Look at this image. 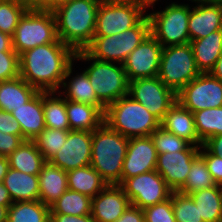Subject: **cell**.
<instances>
[{
  "label": "cell",
  "mask_w": 222,
  "mask_h": 222,
  "mask_svg": "<svg viewBox=\"0 0 222 222\" xmlns=\"http://www.w3.org/2000/svg\"><path fill=\"white\" fill-rule=\"evenodd\" d=\"M70 130L93 132L104 122V114L95 106L66 99Z\"/></svg>",
  "instance_id": "484cf974"
},
{
  "label": "cell",
  "mask_w": 222,
  "mask_h": 222,
  "mask_svg": "<svg viewBox=\"0 0 222 222\" xmlns=\"http://www.w3.org/2000/svg\"><path fill=\"white\" fill-rule=\"evenodd\" d=\"M10 168L26 174L39 175L46 163L33 140H24L22 144L8 156Z\"/></svg>",
  "instance_id": "4316f807"
},
{
  "label": "cell",
  "mask_w": 222,
  "mask_h": 222,
  "mask_svg": "<svg viewBox=\"0 0 222 222\" xmlns=\"http://www.w3.org/2000/svg\"><path fill=\"white\" fill-rule=\"evenodd\" d=\"M39 200L51 206L68 189L67 172L46 162L38 175Z\"/></svg>",
  "instance_id": "7402d4cb"
},
{
  "label": "cell",
  "mask_w": 222,
  "mask_h": 222,
  "mask_svg": "<svg viewBox=\"0 0 222 222\" xmlns=\"http://www.w3.org/2000/svg\"><path fill=\"white\" fill-rule=\"evenodd\" d=\"M12 199L6 187L4 186L3 182L0 183V206H4L9 208L12 204Z\"/></svg>",
  "instance_id": "f907efd6"
},
{
  "label": "cell",
  "mask_w": 222,
  "mask_h": 222,
  "mask_svg": "<svg viewBox=\"0 0 222 222\" xmlns=\"http://www.w3.org/2000/svg\"><path fill=\"white\" fill-rule=\"evenodd\" d=\"M9 168L10 166L8 157H0V183L3 182V179L6 176Z\"/></svg>",
  "instance_id": "f5cc1de1"
},
{
  "label": "cell",
  "mask_w": 222,
  "mask_h": 222,
  "mask_svg": "<svg viewBox=\"0 0 222 222\" xmlns=\"http://www.w3.org/2000/svg\"><path fill=\"white\" fill-rule=\"evenodd\" d=\"M76 51L59 39L19 55V76L42 92H56L71 77Z\"/></svg>",
  "instance_id": "6da1fadb"
},
{
  "label": "cell",
  "mask_w": 222,
  "mask_h": 222,
  "mask_svg": "<svg viewBox=\"0 0 222 222\" xmlns=\"http://www.w3.org/2000/svg\"><path fill=\"white\" fill-rule=\"evenodd\" d=\"M69 130H59L44 128L40 134L33 139L37 149L43 155L46 162H49L55 155L56 152L64 145Z\"/></svg>",
  "instance_id": "8d00e7d4"
},
{
  "label": "cell",
  "mask_w": 222,
  "mask_h": 222,
  "mask_svg": "<svg viewBox=\"0 0 222 222\" xmlns=\"http://www.w3.org/2000/svg\"><path fill=\"white\" fill-rule=\"evenodd\" d=\"M67 181L68 189L90 198L95 197L108 185L91 165L68 171Z\"/></svg>",
  "instance_id": "83f0119b"
},
{
  "label": "cell",
  "mask_w": 222,
  "mask_h": 222,
  "mask_svg": "<svg viewBox=\"0 0 222 222\" xmlns=\"http://www.w3.org/2000/svg\"><path fill=\"white\" fill-rule=\"evenodd\" d=\"M205 160L199 155L192 163L184 187L179 191L190 195L199 190L215 186Z\"/></svg>",
  "instance_id": "d590c367"
},
{
  "label": "cell",
  "mask_w": 222,
  "mask_h": 222,
  "mask_svg": "<svg viewBox=\"0 0 222 222\" xmlns=\"http://www.w3.org/2000/svg\"><path fill=\"white\" fill-rule=\"evenodd\" d=\"M146 9L132 2L100 3L94 36H110L135 27L146 15Z\"/></svg>",
  "instance_id": "30bf717a"
},
{
  "label": "cell",
  "mask_w": 222,
  "mask_h": 222,
  "mask_svg": "<svg viewBox=\"0 0 222 222\" xmlns=\"http://www.w3.org/2000/svg\"><path fill=\"white\" fill-rule=\"evenodd\" d=\"M8 209L7 207L0 206V222H7Z\"/></svg>",
  "instance_id": "11a10c76"
},
{
  "label": "cell",
  "mask_w": 222,
  "mask_h": 222,
  "mask_svg": "<svg viewBox=\"0 0 222 222\" xmlns=\"http://www.w3.org/2000/svg\"><path fill=\"white\" fill-rule=\"evenodd\" d=\"M30 7L28 0H0V31L13 36L20 18Z\"/></svg>",
  "instance_id": "e575fe53"
},
{
  "label": "cell",
  "mask_w": 222,
  "mask_h": 222,
  "mask_svg": "<svg viewBox=\"0 0 222 222\" xmlns=\"http://www.w3.org/2000/svg\"><path fill=\"white\" fill-rule=\"evenodd\" d=\"M11 114L19 123L25 140L35 139L45 128L43 92L39 91L30 101L14 109Z\"/></svg>",
  "instance_id": "ffe728a7"
},
{
  "label": "cell",
  "mask_w": 222,
  "mask_h": 222,
  "mask_svg": "<svg viewBox=\"0 0 222 222\" xmlns=\"http://www.w3.org/2000/svg\"><path fill=\"white\" fill-rule=\"evenodd\" d=\"M38 92L20 76L12 80L0 81V109L11 113L30 101Z\"/></svg>",
  "instance_id": "d4e9b609"
},
{
  "label": "cell",
  "mask_w": 222,
  "mask_h": 222,
  "mask_svg": "<svg viewBox=\"0 0 222 222\" xmlns=\"http://www.w3.org/2000/svg\"><path fill=\"white\" fill-rule=\"evenodd\" d=\"M12 202L39 200L38 175L26 174L9 168L3 179Z\"/></svg>",
  "instance_id": "603a6c76"
},
{
  "label": "cell",
  "mask_w": 222,
  "mask_h": 222,
  "mask_svg": "<svg viewBox=\"0 0 222 222\" xmlns=\"http://www.w3.org/2000/svg\"><path fill=\"white\" fill-rule=\"evenodd\" d=\"M104 122L126 138L150 136L161 126L156 116L129 95L106 107Z\"/></svg>",
  "instance_id": "277c9868"
},
{
  "label": "cell",
  "mask_w": 222,
  "mask_h": 222,
  "mask_svg": "<svg viewBox=\"0 0 222 222\" xmlns=\"http://www.w3.org/2000/svg\"><path fill=\"white\" fill-rule=\"evenodd\" d=\"M192 1L198 4L190 10L188 19L190 42L222 29V0Z\"/></svg>",
  "instance_id": "ac0fdd59"
},
{
  "label": "cell",
  "mask_w": 222,
  "mask_h": 222,
  "mask_svg": "<svg viewBox=\"0 0 222 222\" xmlns=\"http://www.w3.org/2000/svg\"><path fill=\"white\" fill-rule=\"evenodd\" d=\"M120 186L130 204L140 209L169 199L173 192L156 170L130 177Z\"/></svg>",
  "instance_id": "7c38bea8"
},
{
  "label": "cell",
  "mask_w": 222,
  "mask_h": 222,
  "mask_svg": "<svg viewBox=\"0 0 222 222\" xmlns=\"http://www.w3.org/2000/svg\"><path fill=\"white\" fill-rule=\"evenodd\" d=\"M202 145L211 154L222 158V134L208 138Z\"/></svg>",
  "instance_id": "7dc6e473"
},
{
  "label": "cell",
  "mask_w": 222,
  "mask_h": 222,
  "mask_svg": "<svg viewBox=\"0 0 222 222\" xmlns=\"http://www.w3.org/2000/svg\"><path fill=\"white\" fill-rule=\"evenodd\" d=\"M161 127L186 140L191 145L202 146L196 131L194 114L182 107L177 101L166 112L164 119L161 121Z\"/></svg>",
  "instance_id": "44dd1931"
},
{
  "label": "cell",
  "mask_w": 222,
  "mask_h": 222,
  "mask_svg": "<svg viewBox=\"0 0 222 222\" xmlns=\"http://www.w3.org/2000/svg\"><path fill=\"white\" fill-rule=\"evenodd\" d=\"M163 46L149 34L123 62L128 81L158 76Z\"/></svg>",
  "instance_id": "5bb4252c"
},
{
  "label": "cell",
  "mask_w": 222,
  "mask_h": 222,
  "mask_svg": "<svg viewBox=\"0 0 222 222\" xmlns=\"http://www.w3.org/2000/svg\"><path fill=\"white\" fill-rule=\"evenodd\" d=\"M204 222L222 220V186L215 185L208 189L190 194Z\"/></svg>",
  "instance_id": "f546056e"
},
{
  "label": "cell",
  "mask_w": 222,
  "mask_h": 222,
  "mask_svg": "<svg viewBox=\"0 0 222 222\" xmlns=\"http://www.w3.org/2000/svg\"><path fill=\"white\" fill-rule=\"evenodd\" d=\"M200 74L190 43L163 47L158 78L176 94Z\"/></svg>",
  "instance_id": "ba28073f"
},
{
  "label": "cell",
  "mask_w": 222,
  "mask_h": 222,
  "mask_svg": "<svg viewBox=\"0 0 222 222\" xmlns=\"http://www.w3.org/2000/svg\"><path fill=\"white\" fill-rule=\"evenodd\" d=\"M200 146L189 145L184 151L158 154L156 171L173 192L185 185L191 163L199 156Z\"/></svg>",
  "instance_id": "9a60e30c"
},
{
  "label": "cell",
  "mask_w": 222,
  "mask_h": 222,
  "mask_svg": "<svg viewBox=\"0 0 222 222\" xmlns=\"http://www.w3.org/2000/svg\"><path fill=\"white\" fill-rule=\"evenodd\" d=\"M19 77V55L15 51L0 52V81Z\"/></svg>",
  "instance_id": "60d3db41"
},
{
  "label": "cell",
  "mask_w": 222,
  "mask_h": 222,
  "mask_svg": "<svg viewBox=\"0 0 222 222\" xmlns=\"http://www.w3.org/2000/svg\"><path fill=\"white\" fill-rule=\"evenodd\" d=\"M90 197L77 191L67 189L60 198L50 206V213L82 216L91 214Z\"/></svg>",
  "instance_id": "d6a6232c"
},
{
  "label": "cell",
  "mask_w": 222,
  "mask_h": 222,
  "mask_svg": "<svg viewBox=\"0 0 222 222\" xmlns=\"http://www.w3.org/2000/svg\"><path fill=\"white\" fill-rule=\"evenodd\" d=\"M24 140L23 136L7 134L0 131V155L2 157H8Z\"/></svg>",
  "instance_id": "7bdbcfd3"
},
{
  "label": "cell",
  "mask_w": 222,
  "mask_h": 222,
  "mask_svg": "<svg viewBox=\"0 0 222 222\" xmlns=\"http://www.w3.org/2000/svg\"><path fill=\"white\" fill-rule=\"evenodd\" d=\"M116 222H145L143 209L130 204Z\"/></svg>",
  "instance_id": "f6af8a7d"
},
{
  "label": "cell",
  "mask_w": 222,
  "mask_h": 222,
  "mask_svg": "<svg viewBox=\"0 0 222 222\" xmlns=\"http://www.w3.org/2000/svg\"><path fill=\"white\" fill-rule=\"evenodd\" d=\"M61 86L65 89V92L63 91V94L66 96L64 97L65 99L95 106L105 114L106 106L97 98L96 92L91 86L89 77L85 71L72 77L69 82H65L64 80Z\"/></svg>",
  "instance_id": "f1b7e54d"
},
{
  "label": "cell",
  "mask_w": 222,
  "mask_h": 222,
  "mask_svg": "<svg viewBox=\"0 0 222 222\" xmlns=\"http://www.w3.org/2000/svg\"><path fill=\"white\" fill-rule=\"evenodd\" d=\"M150 34L146 15L135 27L110 36H94L83 49L90 57L105 62L123 64L127 56Z\"/></svg>",
  "instance_id": "5b68a950"
},
{
  "label": "cell",
  "mask_w": 222,
  "mask_h": 222,
  "mask_svg": "<svg viewBox=\"0 0 222 222\" xmlns=\"http://www.w3.org/2000/svg\"><path fill=\"white\" fill-rule=\"evenodd\" d=\"M196 65L201 73H208L222 53V29L190 42Z\"/></svg>",
  "instance_id": "cb8c5ba5"
},
{
  "label": "cell",
  "mask_w": 222,
  "mask_h": 222,
  "mask_svg": "<svg viewBox=\"0 0 222 222\" xmlns=\"http://www.w3.org/2000/svg\"><path fill=\"white\" fill-rule=\"evenodd\" d=\"M177 102L192 113L222 107V82L209 72L201 73L177 94Z\"/></svg>",
  "instance_id": "8fae6325"
},
{
  "label": "cell",
  "mask_w": 222,
  "mask_h": 222,
  "mask_svg": "<svg viewBox=\"0 0 222 222\" xmlns=\"http://www.w3.org/2000/svg\"><path fill=\"white\" fill-rule=\"evenodd\" d=\"M7 222H50V207L40 200L13 202Z\"/></svg>",
  "instance_id": "4dcf8cb0"
},
{
  "label": "cell",
  "mask_w": 222,
  "mask_h": 222,
  "mask_svg": "<svg viewBox=\"0 0 222 222\" xmlns=\"http://www.w3.org/2000/svg\"><path fill=\"white\" fill-rule=\"evenodd\" d=\"M0 131L7 134L22 136L19 123L11 113L0 109Z\"/></svg>",
  "instance_id": "ee69618b"
},
{
  "label": "cell",
  "mask_w": 222,
  "mask_h": 222,
  "mask_svg": "<svg viewBox=\"0 0 222 222\" xmlns=\"http://www.w3.org/2000/svg\"><path fill=\"white\" fill-rule=\"evenodd\" d=\"M92 132L69 130L64 145L49 161L52 165L68 172L90 165Z\"/></svg>",
  "instance_id": "2e32d148"
},
{
  "label": "cell",
  "mask_w": 222,
  "mask_h": 222,
  "mask_svg": "<svg viewBox=\"0 0 222 222\" xmlns=\"http://www.w3.org/2000/svg\"><path fill=\"white\" fill-rule=\"evenodd\" d=\"M128 143L129 138L111 129L105 122L92 132L90 165L108 185H121Z\"/></svg>",
  "instance_id": "3957f363"
},
{
  "label": "cell",
  "mask_w": 222,
  "mask_h": 222,
  "mask_svg": "<svg viewBox=\"0 0 222 222\" xmlns=\"http://www.w3.org/2000/svg\"><path fill=\"white\" fill-rule=\"evenodd\" d=\"M171 202L176 222H204L190 195L172 192Z\"/></svg>",
  "instance_id": "74e56055"
},
{
  "label": "cell",
  "mask_w": 222,
  "mask_h": 222,
  "mask_svg": "<svg viewBox=\"0 0 222 222\" xmlns=\"http://www.w3.org/2000/svg\"><path fill=\"white\" fill-rule=\"evenodd\" d=\"M50 222H95L91 214L82 216L50 213Z\"/></svg>",
  "instance_id": "bcb514c9"
},
{
  "label": "cell",
  "mask_w": 222,
  "mask_h": 222,
  "mask_svg": "<svg viewBox=\"0 0 222 222\" xmlns=\"http://www.w3.org/2000/svg\"><path fill=\"white\" fill-rule=\"evenodd\" d=\"M58 40L53 11L29 8L19 20L12 36V48L20 55L39 45Z\"/></svg>",
  "instance_id": "52a82bcc"
},
{
  "label": "cell",
  "mask_w": 222,
  "mask_h": 222,
  "mask_svg": "<svg viewBox=\"0 0 222 222\" xmlns=\"http://www.w3.org/2000/svg\"><path fill=\"white\" fill-rule=\"evenodd\" d=\"M158 153L150 136L129 138L121 184L128 178L156 169Z\"/></svg>",
  "instance_id": "e0dca14e"
},
{
  "label": "cell",
  "mask_w": 222,
  "mask_h": 222,
  "mask_svg": "<svg viewBox=\"0 0 222 222\" xmlns=\"http://www.w3.org/2000/svg\"><path fill=\"white\" fill-rule=\"evenodd\" d=\"M145 222H176L174 211L169 199L143 209Z\"/></svg>",
  "instance_id": "ab89813d"
},
{
  "label": "cell",
  "mask_w": 222,
  "mask_h": 222,
  "mask_svg": "<svg viewBox=\"0 0 222 222\" xmlns=\"http://www.w3.org/2000/svg\"><path fill=\"white\" fill-rule=\"evenodd\" d=\"M100 3H125L132 2L133 0H98Z\"/></svg>",
  "instance_id": "9f6ffc18"
},
{
  "label": "cell",
  "mask_w": 222,
  "mask_h": 222,
  "mask_svg": "<svg viewBox=\"0 0 222 222\" xmlns=\"http://www.w3.org/2000/svg\"><path fill=\"white\" fill-rule=\"evenodd\" d=\"M209 73L222 82V53Z\"/></svg>",
  "instance_id": "816d5d0a"
},
{
  "label": "cell",
  "mask_w": 222,
  "mask_h": 222,
  "mask_svg": "<svg viewBox=\"0 0 222 222\" xmlns=\"http://www.w3.org/2000/svg\"><path fill=\"white\" fill-rule=\"evenodd\" d=\"M67 1L68 0H28L31 8L47 11H53L56 7Z\"/></svg>",
  "instance_id": "c3c4849f"
},
{
  "label": "cell",
  "mask_w": 222,
  "mask_h": 222,
  "mask_svg": "<svg viewBox=\"0 0 222 222\" xmlns=\"http://www.w3.org/2000/svg\"><path fill=\"white\" fill-rule=\"evenodd\" d=\"M157 0H133L134 3L142 5L145 9L153 7V4L156 3Z\"/></svg>",
  "instance_id": "db71d44e"
},
{
  "label": "cell",
  "mask_w": 222,
  "mask_h": 222,
  "mask_svg": "<svg viewBox=\"0 0 222 222\" xmlns=\"http://www.w3.org/2000/svg\"><path fill=\"white\" fill-rule=\"evenodd\" d=\"M190 10L188 4L171 3L162 11L147 14L150 34L163 47L190 43L188 29Z\"/></svg>",
  "instance_id": "9c48e42d"
},
{
  "label": "cell",
  "mask_w": 222,
  "mask_h": 222,
  "mask_svg": "<svg viewBox=\"0 0 222 222\" xmlns=\"http://www.w3.org/2000/svg\"><path fill=\"white\" fill-rule=\"evenodd\" d=\"M75 59L93 61L84 71L97 98L107 107L123 96L128 95L129 81L122 64L99 61L90 57L84 50L76 51Z\"/></svg>",
  "instance_id": "8992f818"
},
{
  "label": "cell",
  "mask_w": 222,
  "mask_h": 222,
  "mask_svg": "<svg viewBox=\"0 0 222 222\" xmlns=\"http://www.w3.org/2000/svg\"><path fill=\"white\" fill-rule=\"evenodd\" d=\"M14 51L12 48V36L0 31V52Z\"/></svg>",
  "instance_id": "681fc988"
},
{
  "label": "cell",
  "mask_w": 222,
  "mask_h": 222,
  "mask_svg": "<svg viewBox=\"0 0 222 222\" xmlns=\"http://www.w3.org/2000/svg\"><path fill=\"white\" fill-rule=\"evenodd\" d=\"M43 92V112L46 128L70 130L66 112V99L62 98L61 92ZM53 96V97H52ZM61 97V98H60Z\"/></svg>",
  "instance_id": "1f68e13d"
},
{
  "label": "cell",
  "mask_w": 222,
  "mask_h": 222,
  "mask_svg": "<svg viewBox=\"0 0 222 222\" xmlns=\"http://www.w3.org/2000/svg\"><path fill=\"white\" fill-rule=\"evenodd\" d=\"M193 114L196 131L202 144L208 138L222 134V107L207 108Z\"/></svg>",
  "instance_id": "836d02e7"
},
{
  "label": "cell",
  "mask_w": 222,
  "mask_h": 222,
  "mask_svg": "<svg viewBox=\"0 0 222 222\" xmlns=\"http://www.w3.org/2000/svg\"><path fill=\"white\" fill-rule=\"evenodd\" d=\"M150 137L158 154L184 151L190 145L186 140L166 131L161 126Z\"/></svg>",
  "instance_id": "f35d334b"
},
{
  "label": "cell",
  "mask_w": 222,
  "mask_h": 222,
  "mask_svg": "<svg viewBox=\"0 0 222 222\" xmlns=\"http://www.w3.org/2000/svg\"><path fill=\"white\" fill-rule=\"evenodd\" d=\"M128 95L145 106L160 121L177 101L176 93L158 76L129 81Z\"/></svg>",
  "instance_id": "4fadbf2b"
},
{
  "label": "cell",
  "mask_w": 222,
  "mask_h": 222,
  "mask_svg": "<svg viewBox=\"0 0 222 222\" xmlns=\"http://www.w3.org/2000/svg\"><path fill=\"white\" fill-rule=\"evenodd\" d=\"M129 205L120 185H107L91 199V215L95 222H116Z\"/></svg>",
  "instance_id": "d6986e66"
},
{
  "label": "cell",
  "mask_w": 222,
  "mask_h": 222,
  "mask_svg": "<svg viewBox=\"0 0 222 222\" xmlns=\"http://www.w3.org/2000/svg\"><path fill=\"white\" fill-rule=\"evenodd\" d=\"M200 149L204 150H199V155L205 160L213 181L216 185L222 186V158L211 154L203 145Z\"/></svg>",
  "instance_id": "b9f144b4"
},
{
  "label": "cell",
  "mask_w": 222,
  "mask_h": 222,
  "mask_svg": "<svg viewBox=\"0 0 222 222\" xmlns=\"http://www.w3.org/2000/svg\"><path fill=\"white\" fill-rule=\"evenodd\" d=\"M100 2L68 0L53 10L58 39L75 51L83 50L94 37Z\"/></svg>",
  "instance_id": "7a4b0ae2"
}]
</instances>
